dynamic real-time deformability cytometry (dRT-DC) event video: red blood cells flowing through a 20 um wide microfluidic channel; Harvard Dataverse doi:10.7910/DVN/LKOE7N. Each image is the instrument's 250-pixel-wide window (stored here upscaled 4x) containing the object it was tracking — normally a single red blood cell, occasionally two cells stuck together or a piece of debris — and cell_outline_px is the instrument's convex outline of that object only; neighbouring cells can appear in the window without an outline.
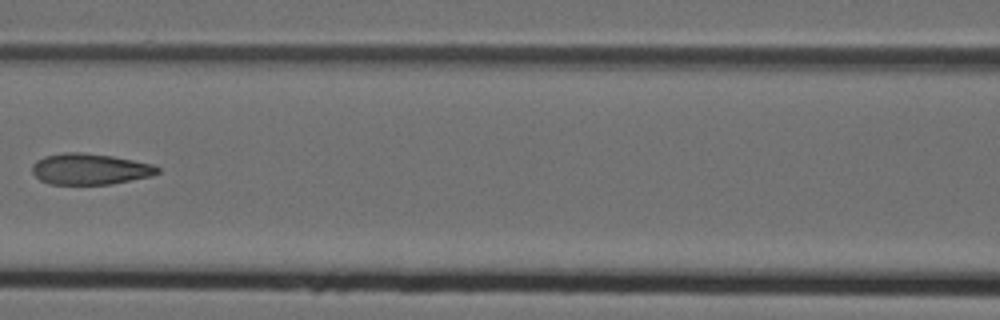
{"species": "Egyptian fruit bat (a non-hibernating species)", "species_latin": "Rousettus aegyptiacus", "temperature_condition": "cold", "stored_images_in_passage": 7, "camera_frame_rate_fps": 3000, "um_per_image_px": 0.085, "animal": {"sex": "female"}, "frame": {"image": 1, "passage_image": 6, "time_ms": 1.667, "image_size_px": [1000, 320], "cell_outline_px": [[160, 172], [152, 176], [112, 184], [48, 184], [40, 180], [32, 172], [32, 164], [36, 160], [44, 156], [64, 152], [80, 152], [112, 156], [152, 164], [160, 168]], "centroid_in_image_um": [7.63, 14.37], "position_along_channel_um": 159.0, "area_um2": 22.77}}
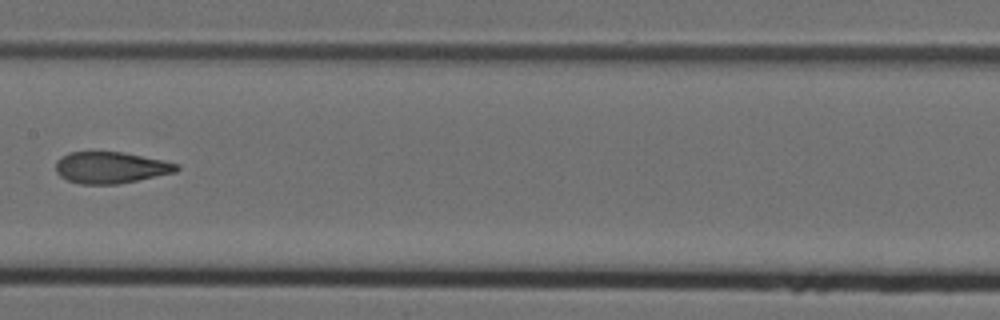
{"frame": {"image": 2, "passage_image": 7, "time_ms": 2.0, "image_size_px": [1000, 320], "cell_outline_px": [[180, 168], [176, 172], [116, 184], [80, 184], [68, 180], [60, 176], [56, 172], [56, 160], [60, 156], [72, 152], [124, 152], [164, 160], [180, 164]], "centroid_in_image_um": [9.42, 14.23], "position_along_channel_um": 198.0, "area_um2": 22.2}}